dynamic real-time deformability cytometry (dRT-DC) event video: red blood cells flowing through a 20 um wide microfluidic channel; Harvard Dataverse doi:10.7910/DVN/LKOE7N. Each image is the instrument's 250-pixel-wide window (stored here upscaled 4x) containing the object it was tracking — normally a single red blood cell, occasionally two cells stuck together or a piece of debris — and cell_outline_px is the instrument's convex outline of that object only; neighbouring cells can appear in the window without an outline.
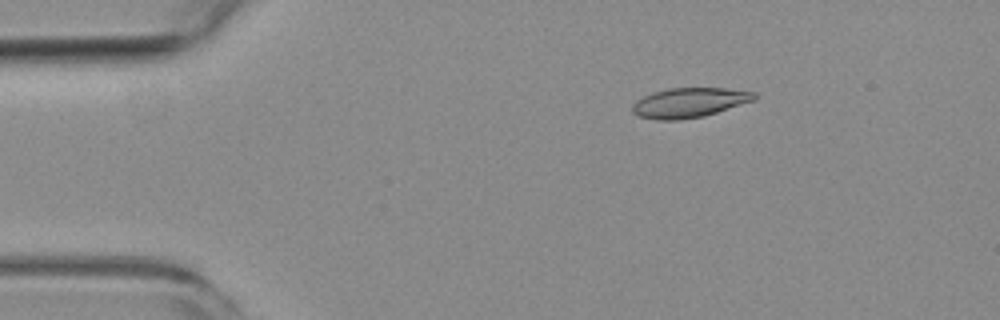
{"species": "common noctule bat (a hibernating species)", "species_latin": "Nyctalus noctula", "temperature_condition": "room temperature", "stored_images_in_passage": 3, "camera_frame_rate_fps": 3000, "um_per_image_px": 0.085, "animal": {"sex": "female", "body_mass_g": 19.3, "forearm_length_mm": 54.1}, "frame": {"image": 1, "passage_image": 1, "time_ms": 0.0, "image_size_px": [1000, 320], "cell_outline_px": [[756, 100], [704, 116], [680, 120], [656, 120], [636, 116], [632, 112], [632, 104], [636, 100], [652, 92], [668, 88], [724, 88], [756, 92]], "centroid_in_image_um": [58.56, 8.73], "position_along_channel_um": 26.4, "area_um2": 21.33}}